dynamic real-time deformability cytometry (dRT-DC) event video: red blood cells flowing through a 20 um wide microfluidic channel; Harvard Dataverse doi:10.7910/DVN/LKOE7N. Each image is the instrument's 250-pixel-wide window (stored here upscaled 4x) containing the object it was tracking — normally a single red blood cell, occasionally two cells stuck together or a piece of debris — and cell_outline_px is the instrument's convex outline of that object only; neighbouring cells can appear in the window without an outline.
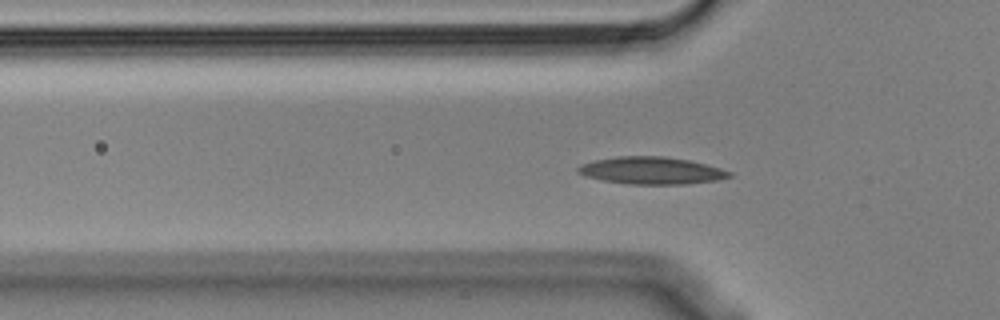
{"species": "Egyptian fruit bat (a non-hibernating species)", "species_latin": "Rousettus aegyptiacus", "temperature_condition": "cold", "stored_images_in_passage": 45, "camera_frame_rate_fps": 3000, "um_per_image_px": 0.085, "animal": {"sex": "male"}, "frame": {"image": 1, "passage_image": 17, "time_ms": 5.333, "image_size_px": [1000, 320], "cell_outline_px": [[732, 176], [716, 180], [684, 184], [628, 184], [604, 180], [584, 176], [576, 172], [576, 168], [580, 164], [596, 160], [616, 156], [664, 156], [688, 160], [720, 168], [732, 172]], "centroid_in_image_um": [55.33, 14.49], "position_along_channel_um": 70.5, "area_um2": 23.93}}
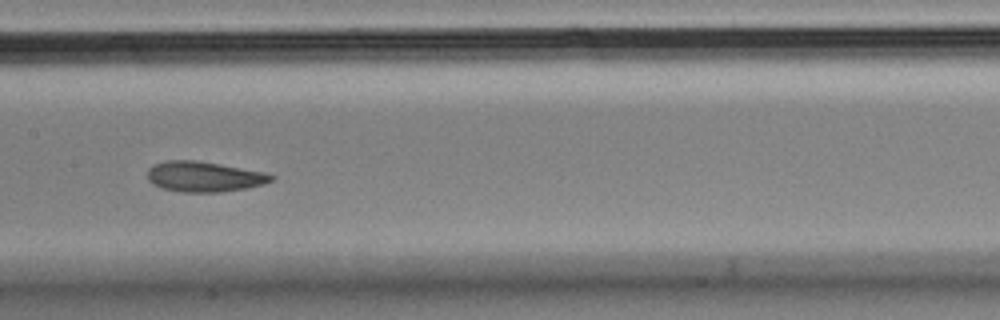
{"frame": {"image": 2, "passage_image": 27, "time_ms": 8.667, "image_size_px": [1000, 320], "cell_outline_px": [[276, 176], [272, 180], [264, 184], [248, 188], [220, 192], [180, 192], [164, 188], [152, 184], [148, 180], [148, 168], [156, 164], [168, 160], [196, 160], [220, 164], [264, 172]], "centroid_in_image_um": [17.36, 15.02], "position_along_channel_um": 190.0, "area_um2": 21.85}}
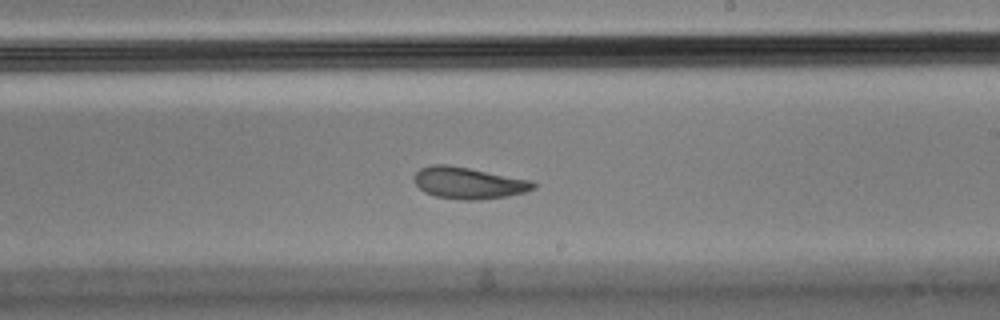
{"frame": {"image": 3, "passage_image": 32, "time_ms": 10.333, "image_size_px": [1000, 320], "cell_outline_px": [[536, 188], [524, 192], [508, 196], [480, 200], [460, 200], [436, 196], [424, 192], [416, 184], [412, 176], [420, 168], [432, 164], [448, 164], [532, 180], [536, 184]], "centroid_in_image_um": [39.82, 15.55], "position_along_channel_um": 249.2, "area_um2": 22.14}, "authors_computed_cell_mechanics": {"area_um2": 21.7328, "velocity_mm_per_s": 3.5632, "shape_relaxation_time_tau1_ms": 5.7939, "shape_relaxation_time_tau2_ms": 3.2208, "deformation_change_tau1": 0.1491, "deformation_change_tau2": 0.0975}}